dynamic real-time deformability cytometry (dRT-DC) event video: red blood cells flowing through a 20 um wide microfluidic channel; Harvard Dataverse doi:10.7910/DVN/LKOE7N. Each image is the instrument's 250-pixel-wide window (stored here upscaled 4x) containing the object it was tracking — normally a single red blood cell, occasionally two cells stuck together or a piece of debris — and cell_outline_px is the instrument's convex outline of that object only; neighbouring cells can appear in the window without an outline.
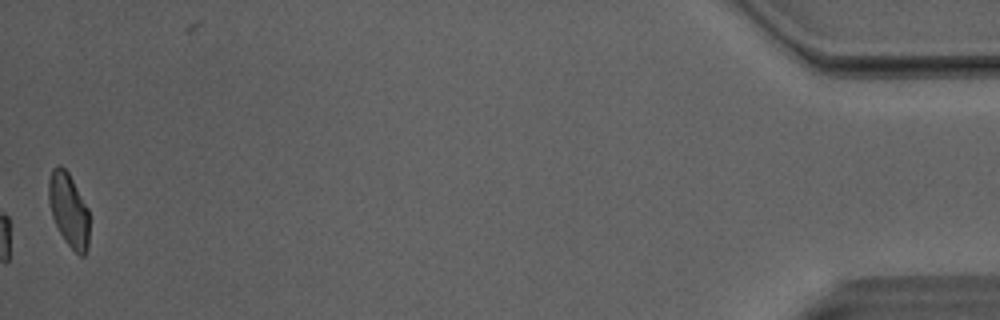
{"species": "Egyptian fruit bat (a non-hibernating species)", "species_latin": "Rousettus aegyptiacus", "temperature_condition": "room temperature", "stored_images_in_passage": 45, "camera_frame_rate_fps": 3000, "um_per_image_px": 0.085, "animal": {"sex": "male"}, "frame": {"image": 1, "passage_image": 45, "time_ms": 14.667, "image_size_px": [1000, 320], "cell_outline_px": [[88, 248], [84, 256], [80, 256], [64, 240], [52, 216], [48, 200], [48, 180], [52, 168], [56, 164], [60, 164], [68, 172], [88, 208]], "centroid_in_image_um": [5.82, 17.81], "position_along_channel_um": 429.4, "area_um2": 17.4}, "authors_computed_cell_mechanics": {"area_um2": 17.051, "velocity_mm_per_s": 4.0763, "shape_relaxation_time_tau1_ms": 5.6331, "shape_relaxation_time_tau2_ms": 4.2572, "deformation_change_tau1": 0.1596, "deformation_change_tau2": 0.0936}}